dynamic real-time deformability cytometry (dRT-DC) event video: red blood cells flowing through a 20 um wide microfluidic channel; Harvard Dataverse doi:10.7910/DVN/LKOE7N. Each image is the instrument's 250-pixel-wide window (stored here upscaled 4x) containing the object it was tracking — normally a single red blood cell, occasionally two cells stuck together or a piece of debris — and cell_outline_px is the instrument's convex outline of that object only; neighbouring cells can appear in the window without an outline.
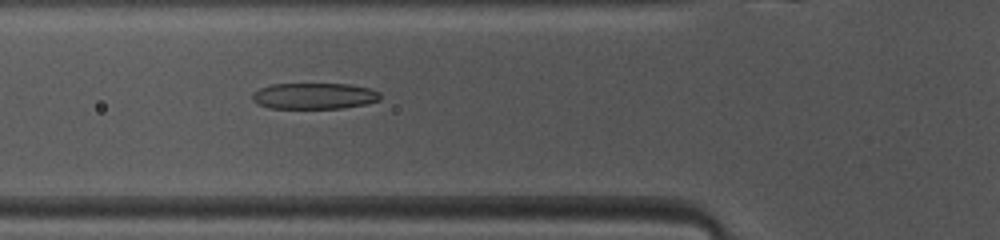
{"species": "common noctule bat (a hibernating species)", "species_latin": "Nyctalus noctula", "temperature_condition": "warm", "stored_images_in_passage": 36, "camera_frame_rate_fps": 3000, "um_per_image_px": 0.085, "animal": {"sex": "female", "body_mass_g": 10.0, "forearm_length_mm": 53.1}, "frame": {"image": 1, "passage_image": 7, "time_ms": 2.0, "image_size_px": [1000, 240], "cell_outline_px": [[380, 100], [364, 104], [340, 108], [268, 108], [252, 100], [252, 92], [260, 88], [272, 84], [348, 84], [368, 88], [380, 92]], "centroid_in_image_um": [26.69, 8.15], "position_along_channel_um": 99.1, "area_um2": 19.36}}
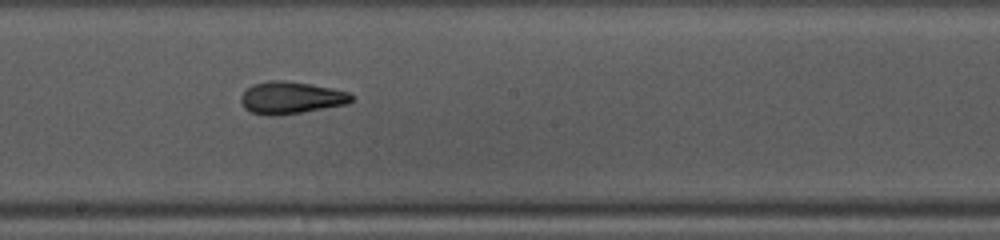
{"frame": {"image": 2, "passage_image": 16, "time_ms": 5.0, "image_size_px": [1000, 240], "cell_outline_px": [[352, 100], [348, 104], [276, 116], [272, 116], [252, 112], [244, 108], [240, 100], [240, 96], [252, 84], [268, 80], [284, 80], [312, 84], [332, 88], [348, 92], [352, 96]], "centroid_in_image_um": [24.71, 8.29], "position_along_channel_um": 223.5, "area_um2": 20.69}}
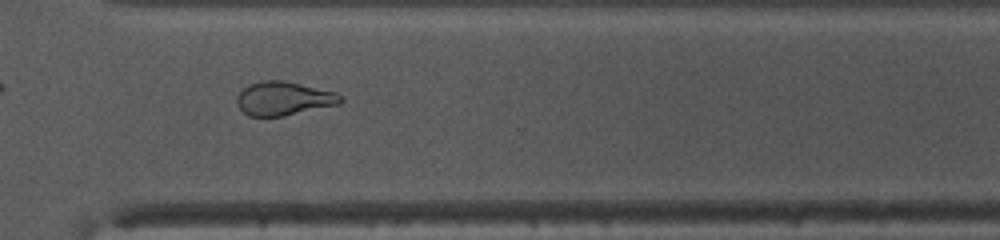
{"frame": {"image": 3, "passage_image": 25, "time_ms": 8.0, "image_size_px": [1000, 240], "cell_outline_px": [[344, 100], [340, 104], [284, 116], [248, 116], [236, 104], [236, 96], [248, 84], [264, 80], [284, 80], [336, 92]], "centroid_in_image_um": [24.11, 8.37], "position_along_channel_um": 346.5, "area_um2": 20.46}, "authors_computed_cell_mechanics": {"area_um2": 20.4901, "velocity_mm_per_s": 4.1166, "shape_relaxation_time_tau1_ms": 8.5315, "shape_relaxation_time_tau2_ms": 1.002, "deformation_change_tau1": 0.2669, "deformation_change_tau2": 0.0878}}